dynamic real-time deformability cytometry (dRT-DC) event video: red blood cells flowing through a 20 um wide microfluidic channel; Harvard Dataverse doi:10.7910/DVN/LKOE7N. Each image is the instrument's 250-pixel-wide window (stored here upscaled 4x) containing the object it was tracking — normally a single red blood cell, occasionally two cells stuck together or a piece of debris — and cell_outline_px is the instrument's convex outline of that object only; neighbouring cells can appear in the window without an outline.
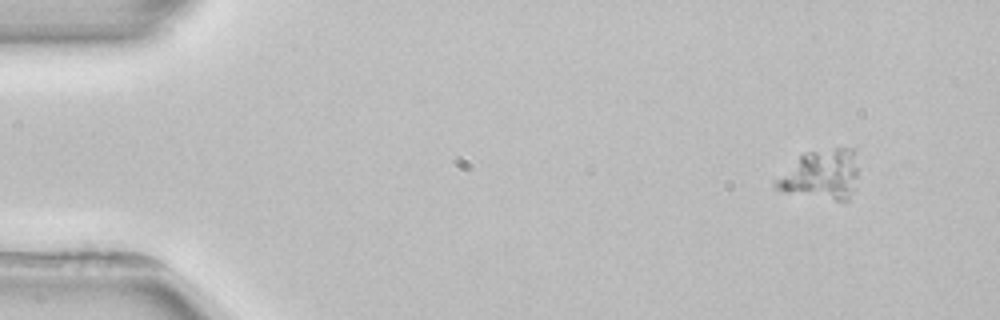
{"species": "common noctule bat (a hibernating species)", "species_latin": "Nyctalus noctula", "temperature_condition": "room temperature", "stored_images_in_passage": 3, "camera_frame_rate_fps": 3000, "um_per_image_px": 0.085, "animal": {"sex": "female", "body_mass_g": 22.7, "forearm_length_mm": 54.2}, "frame": {"image": 1, "passage_image": 1, "time_ms": 0.0, "image_size_px": [1000, 320], "cell_outline_px": [[856, 176], [848, 200], [836, 200], [784, 192], [776, 188], [772, 184], [772, 180], [804, 152], [836, 148], [856, 148]], "centroid_in_image_um": [69.74, 14.82], "position_along_channel_um": 15.3, "area_um2": 23.76}}